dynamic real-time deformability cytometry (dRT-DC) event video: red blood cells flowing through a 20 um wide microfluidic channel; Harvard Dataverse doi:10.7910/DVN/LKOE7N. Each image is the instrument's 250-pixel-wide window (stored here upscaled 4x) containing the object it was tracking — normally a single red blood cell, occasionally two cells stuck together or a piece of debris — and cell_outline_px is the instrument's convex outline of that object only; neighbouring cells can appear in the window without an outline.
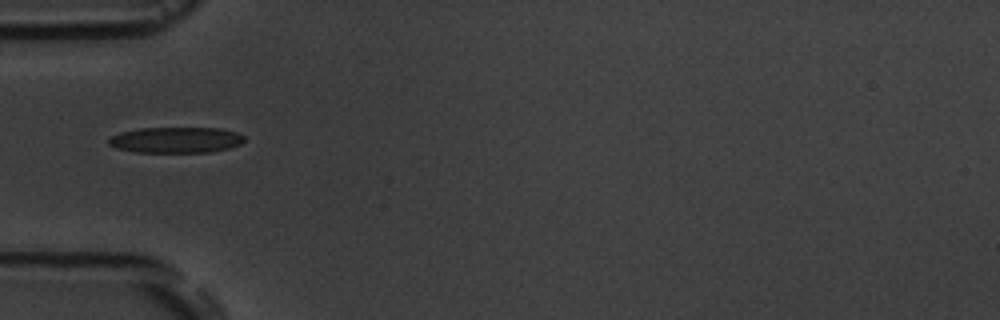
{"species": "common noctule bat (a hibernating species)", "species_latin": "Nyctalus noctula", "temperature_condition": "room temperature", "stored_images_in_passage": 5, "camera_frame_rate_fps": 3000, "um_per_image_px": 0.085, "animal": {"sex": "male", "body_mass_g": 19.5, "forearm_length_mm": 54.6}, "frame": {"image": 1, "passage_image": 1, "time_ms": 0.0, "image_size_px": [1000, 320], "cell_outline_px": [[244, 140], [240, 144], [228, 148], [212, 152], [136, 152], [116, 148], [108, 144], [108, 140], [112, 136], [120, 132], [140, 128], [220, 128], [236, 132], [244, 136]], "centroid_in_image_um": [14.95, 11.89], "position_along_channel_um": 70.1, "area_um2": 20.4}}
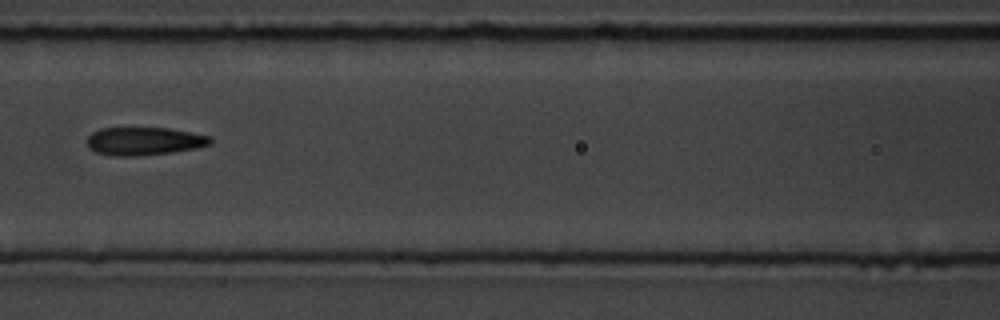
{"frame": {"image": 2, "passage_image": 3, "time_ms": 2.333, "image_size_px": [1000, 320], "cell_outline_px": [[212, 144], [196, 148], [172, 152], [136, 156], [112, 156], [96, 152], [88, 148], [88, 136], [92, 132], [100, 128], [168, 128], [212, 136]], "centroid_in_image_um": [12.26, 12.0], "position_along_channel_um": 154.3, "area_um2": 20.23}}
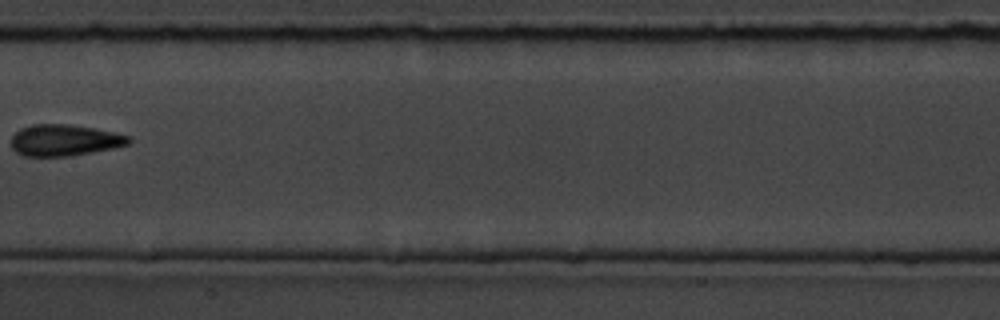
{"frame": {"image": 3, "passage_image": 4, "time_ms": 3.667, "image_size_px": [1000, 320], "cell_outline_px": [[132, 140], [128, 144], [112, 148], [92, 152], [68, 156], [24, 156], [16, 152], [12, 148], [12, 136], [20, 128], [32, 124], [68, 124], [92, 128], [132, 136]], "centroid_in_image_um": [5.47, 11.91], "position_along_channel_um": 201.9, "area_um2": 21.39}}